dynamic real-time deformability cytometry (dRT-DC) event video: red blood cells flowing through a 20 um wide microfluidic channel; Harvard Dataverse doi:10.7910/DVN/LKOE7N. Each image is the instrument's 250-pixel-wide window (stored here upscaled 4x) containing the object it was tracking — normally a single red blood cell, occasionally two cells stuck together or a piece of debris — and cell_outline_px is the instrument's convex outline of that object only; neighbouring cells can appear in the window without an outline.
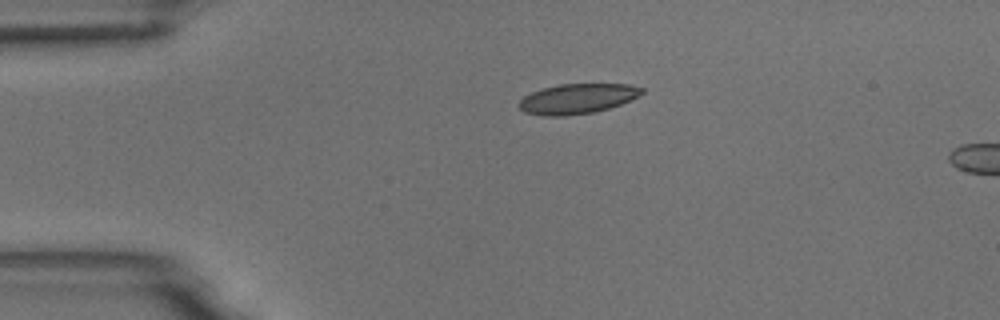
{"species": "common noctule bat (a hibernating species)", "species_latin": "Nyctalus noctula", "temperature_condition": "room temperature", "stored_images_in_passage": 5, "camera_frame_rate_fps": 3000, "um_per_image_px": 0.085, "animal": {"sex": "male", "body_mass_g": 18.8}, "frame": {"image": 1, "passage_image": 1, "time_ms": 0.0, "image_size_px": [1000, 320], "cell_outline_px": [[644, 92], [620, 104], [608, 108], [592, 112], [564, 116], [544, 116], [524, 112], [516, 104], [524, 96], [532, 92], [544, 88], [560, 84], [628, 84], [644, 88]], "centroid_in_image_um": [49.03, 8.39], "position_along_channel_um": 36.0, "area_um2": 21.27}}